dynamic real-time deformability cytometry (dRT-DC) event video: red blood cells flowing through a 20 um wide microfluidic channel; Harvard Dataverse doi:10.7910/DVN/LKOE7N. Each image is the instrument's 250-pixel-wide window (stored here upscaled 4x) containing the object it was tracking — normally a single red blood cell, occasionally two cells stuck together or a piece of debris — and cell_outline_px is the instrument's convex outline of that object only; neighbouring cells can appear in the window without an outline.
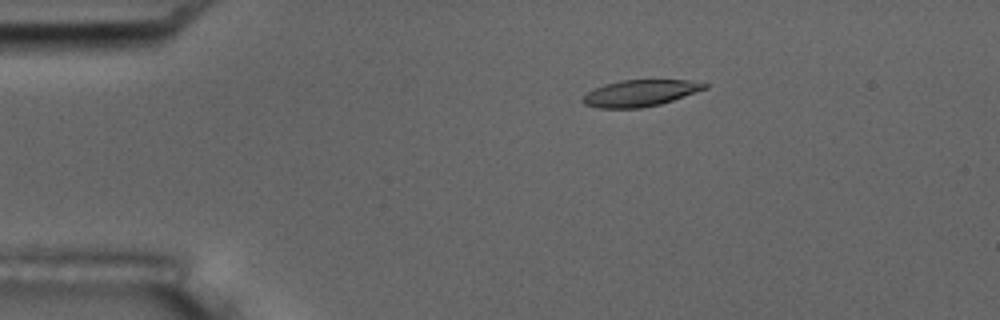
{"species": "common noctule bat (a hibernating species)", "species_latin": "Nyctalus noctula", "temperature_condition": "room temperature", "stored_images_in_passage": 43, "camera_frame_rate_fps": 3000, "um_per_image_px": 0.085, "animal": {"sex": "male", "body_mass_g": 17.5, "forearm_length_mm": 52.3}, "frame": {"image": 1, "passage_image": 10, "time_ms": 3.0, "image_size_px": [1000, 320], "cell_outline_px": [[708, 88], [660, 104], [640, 108], [600, 108], [584, 104], [580, 100], [592, 88], [604, 84], [620, 80], [688, 80], [708, 84]], "centroid_in_image_um": [54.37, 7.91], "position_along_channel_um": 30.6, "area_um2": 18.79}}
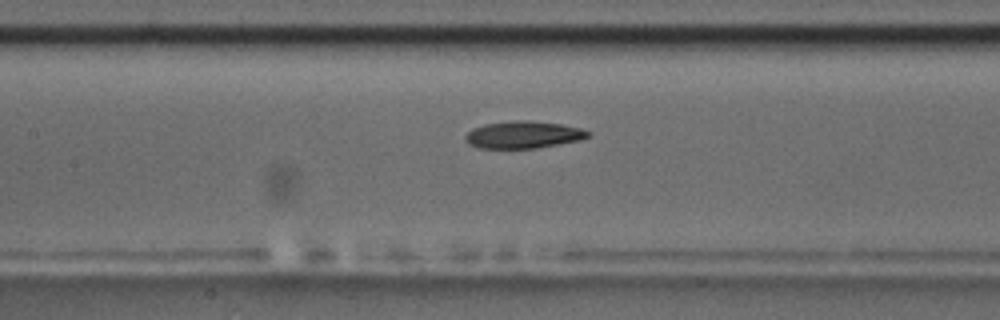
{"frame": {"image": 2, "passage_image": 25, "time_ms": 8.0, "image_size_px": [1000, 320], "cell_outline_px": [[592, 136], [580, 140], [536, 148], [480, 148], [468, 144], [464, 140], [464, 136], [472, 128], [484, 124], [512, 120], [528, 120], [560, 124], [580, 128], [592, 132]], "centroid_in_image_um": [44.48, 11.45], "position_along_channel_um": 162.9, "area_um2": 19.59}}
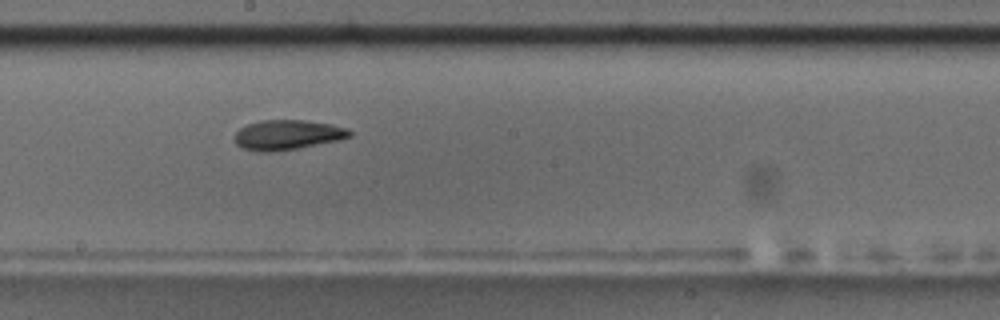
{"frame": {"image": 3, "passage_image": 30, "time_ms": 9.667, "image_size_px": [1000, 320], "cell_outline_px": [[352, 136], [340, 140], [300, 148], [272, 152], [260, 152], [240, 148], [236, 144], [236, 132], [240, 128], [248, 124], [260, 120], [304, 120], [332, 124], [348, 128], [352, 132]], "centroid_in_image_um": [24.46, 11.47], "position_along_channel_um": 223.7, "area_um2": 20.23}, "authors_computed_cell_mechanics": {"area_um2": 19.5364, "velocity_mm_per_s": 3.6809, "shape_relaxation_time_tau1_ms": 10.7148, "shape_relaxation_time_tau2_ms": 5.283, "deformation_change_tau1": 0.2526, "deformation_change_tau2": 0.1323}}